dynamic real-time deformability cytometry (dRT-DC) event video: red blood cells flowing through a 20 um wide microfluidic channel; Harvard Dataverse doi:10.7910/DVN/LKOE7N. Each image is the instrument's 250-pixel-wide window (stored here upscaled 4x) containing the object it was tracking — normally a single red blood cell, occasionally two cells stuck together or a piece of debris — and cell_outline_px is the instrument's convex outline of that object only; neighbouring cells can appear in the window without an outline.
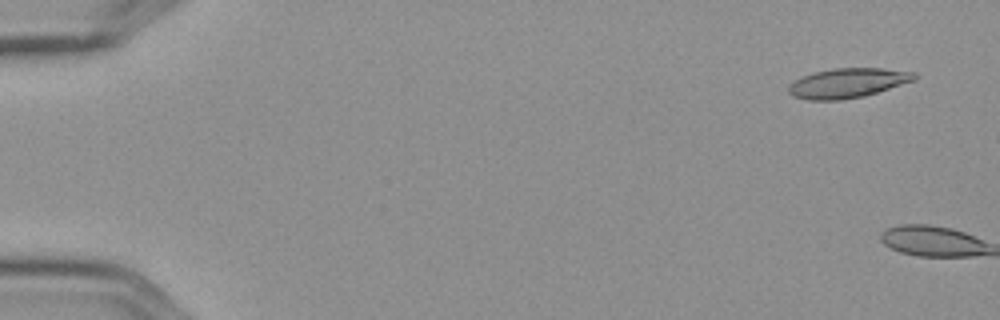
{"species": "Egyptian fruit bat (a non-hibernating species)", "species_latin": "Rousettus aegyptiacus", "temperature_condition": "cold", "stored_images_in_passage": 2, "camera_frame_rate_fps": 3000, "um_per_image_px": 0.085, "frame": {"image": 1, "passage_image": 1, "time_ms": 0.0, "image_size_px": [1000, 320], "cell_outline_px": [[916, 80], [864, 96], [840, 100], [808, 100], [792, 96], [788, 92], [788, 84], [812, 72], [832, 68], [880, 68], [916, 72]], "centroid_in_image_um": [72.04, 7.05], "position_along_channel_um": 13.0, "area_um2": 21.79}}